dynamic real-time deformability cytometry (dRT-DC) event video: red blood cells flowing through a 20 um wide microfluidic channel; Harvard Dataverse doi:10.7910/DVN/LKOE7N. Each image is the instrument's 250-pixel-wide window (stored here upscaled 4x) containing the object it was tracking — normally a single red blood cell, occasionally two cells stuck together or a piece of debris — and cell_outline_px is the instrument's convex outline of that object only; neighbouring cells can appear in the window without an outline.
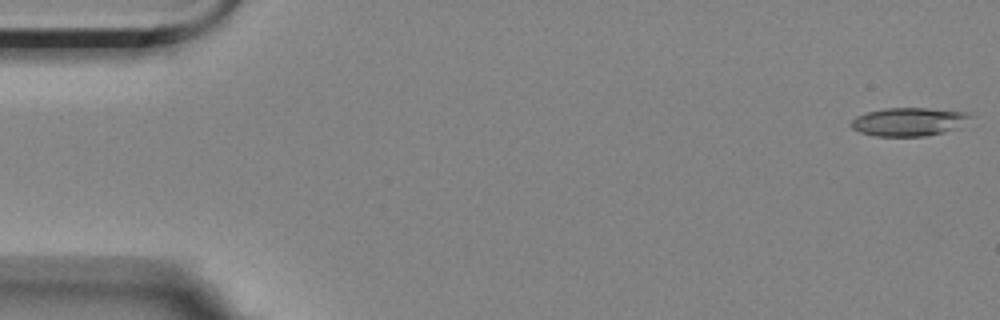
{"species": "Egyptian fruit bat (a non-hibernating species)", "species_latin": "Rousettus aegyptiacus", "temperature_condition": "room temperature", "stored_images_in_passage": 6, "camera_frame_rate_fps": 3000, "um_per_image_px": 0.085, "animal": {"sex": "female"}, "frame": {"image": 1, "passage_image": 1, "time_ms": 0.0, "image_size_px": [1000, 320], "cell_outline_px": [[972, 116], [944, 132], [924, 136], [876, 136], [860, 132], [852, 128], [848, 124], [856, 116], [868, 112], [884, 108], [928, 108], [972, 112]], "centroid_in_image_um": [77.17, 10.33], "position_along_channel_um": 7.8, "area_um2": 19.42}}
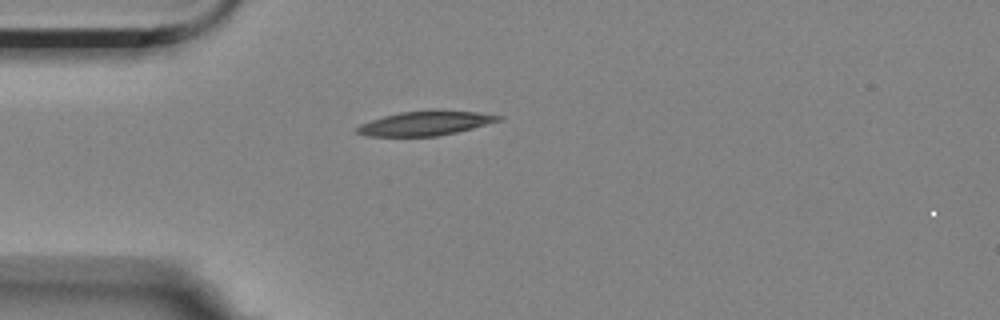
{"frame": {"image": 2, "passage_image": 5, "time_ms": 4.667, "image_size_px": [1000, 320], "cell_outline_px": [[504, 120], [440, 136], [364, 136], [356, 132], [356, 128], [360, 124], [384, 116], [400, 112], [432, 108], [440, 108], [476, 112], [504, 116]], "centroid_in_image_um": [36.21, 10.45], "position_along_channel_um": 48.8, "area_um2": 20.63}}